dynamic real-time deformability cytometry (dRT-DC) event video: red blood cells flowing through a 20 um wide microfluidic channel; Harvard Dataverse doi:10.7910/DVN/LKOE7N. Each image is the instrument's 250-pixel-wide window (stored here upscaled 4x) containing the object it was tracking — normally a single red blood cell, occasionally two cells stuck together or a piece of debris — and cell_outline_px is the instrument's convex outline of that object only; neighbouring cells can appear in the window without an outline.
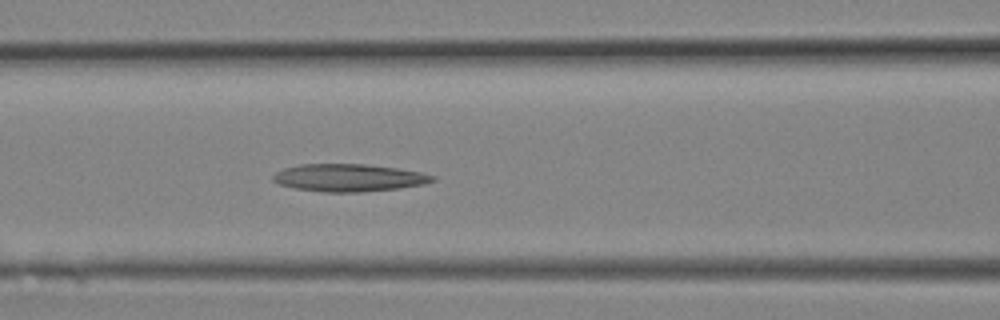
{"species": "Egyptian fruit bat (a non-hibernating species)", "species_latin": "Rousettus aegyptiacus", "temperature_condition": "room temperature", "stored_images_in_passage": 8, "camera_frame_rate_fps": 3000, "um_per_image_px": 0.085, "animal": {"sex": "female"}, "frame": {"image": 1, "passage_image": 8, "time_ms": 2.333, "image_size_px": [1000, 320], "cell_outline_px": [[436, 180], [424, 184], [400, 188], [360, 192], [324, 192], [296, 188], [280, 184], [272, 180], [272, 176], [276, 172], [284, 168], [300, 164], [364, 164], [396, 168], [420, 172], [436, 176]], "centroid_in_image_um": [29.66, 15.11], "position_along_channel_um": 136.9, "area_um2": 25.49}}